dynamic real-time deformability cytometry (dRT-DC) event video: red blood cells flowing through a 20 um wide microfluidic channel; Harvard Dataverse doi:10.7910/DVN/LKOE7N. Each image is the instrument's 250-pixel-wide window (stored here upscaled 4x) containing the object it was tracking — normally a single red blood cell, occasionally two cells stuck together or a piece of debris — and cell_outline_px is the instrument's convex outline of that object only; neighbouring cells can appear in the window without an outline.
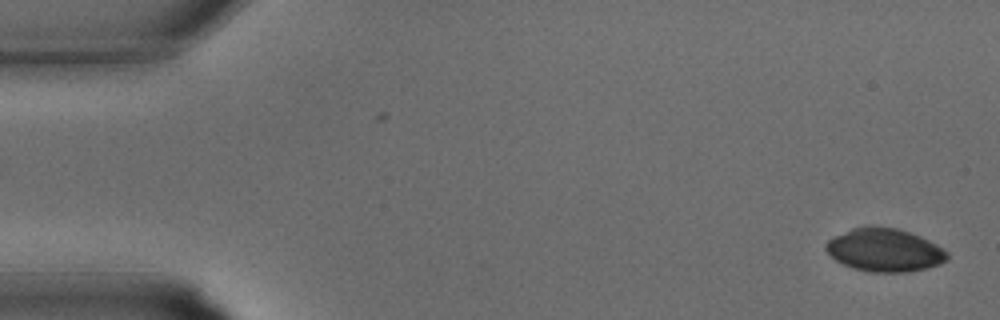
{"species": "common noctule bat (a hibernating species)", "species_latin": "Nyctalus noctula", "temperature_condition": "warm", "stored_images_in_passage": 5, "camera_frame_rate_fps": 3000, "um_per_image_px": 0.085, "animal": {"sex": "male", "body_mass_g": 15.6}, "frame": {"image": 1, "passage_image": 5, "time_ms": 1.333, "image_size_px": [1000, 320], "cell_outline_px": [[948, 260], [940, 264], [908, 272], [872, 272], [852, 268], [836, 260], [824, 248], [824, 244], [828, 240], [852, 228], [864, 224], [872, 224], [896, 228], [920, 236], [936, 244], [948, 252]], "centroid_in_image_um": [75.18, 21.23], "position_along_channel_um": 9.8, "area_um2": 30.63}}